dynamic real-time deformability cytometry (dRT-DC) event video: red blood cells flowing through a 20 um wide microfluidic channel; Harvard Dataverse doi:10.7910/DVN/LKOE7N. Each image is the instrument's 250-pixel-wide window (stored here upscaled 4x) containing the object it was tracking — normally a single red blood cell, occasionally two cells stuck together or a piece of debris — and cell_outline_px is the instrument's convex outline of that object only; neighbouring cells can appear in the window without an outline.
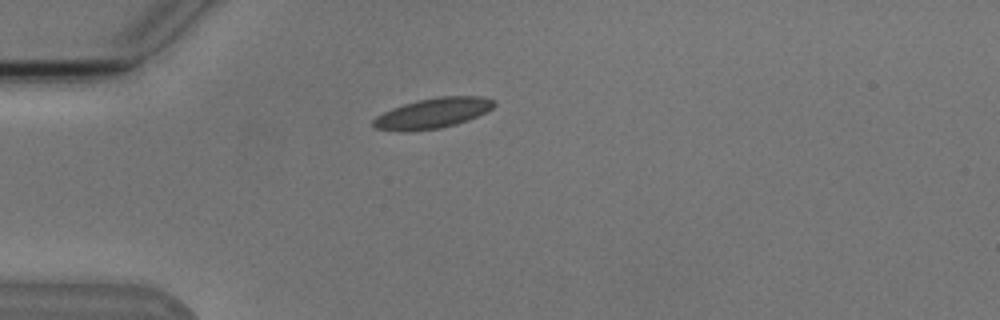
{"species": "Egyptian fruit bat (a non-hibernating species)", "species_latin": "Rousettus aegyptiacus", "temperature_condition": "cold", "stored_images_in_passage": 2, "camera_frame_rate_fps": 3000, "um_per_image_px": 0.085, "animal": {"sex": "male"}, "frame": {"image": 1, "passage_image": 2, "time_ms": 1.0, "image_size_px": [1000, 320], "cell_outline_px": [[496, 104], [492, 108], [468, 120], [456, 124], [440, 128], [404, 132], [400, 132], [376, 128], [372, 124], [372, 120], [376, 116], [392, 108], [416, 100], [440, 96], [484, 96], [496, 100]], "centroid_in_image_um": [36.78, 9.61], "position_along_channel_um": 48.2, "area_um2": 21.39}}